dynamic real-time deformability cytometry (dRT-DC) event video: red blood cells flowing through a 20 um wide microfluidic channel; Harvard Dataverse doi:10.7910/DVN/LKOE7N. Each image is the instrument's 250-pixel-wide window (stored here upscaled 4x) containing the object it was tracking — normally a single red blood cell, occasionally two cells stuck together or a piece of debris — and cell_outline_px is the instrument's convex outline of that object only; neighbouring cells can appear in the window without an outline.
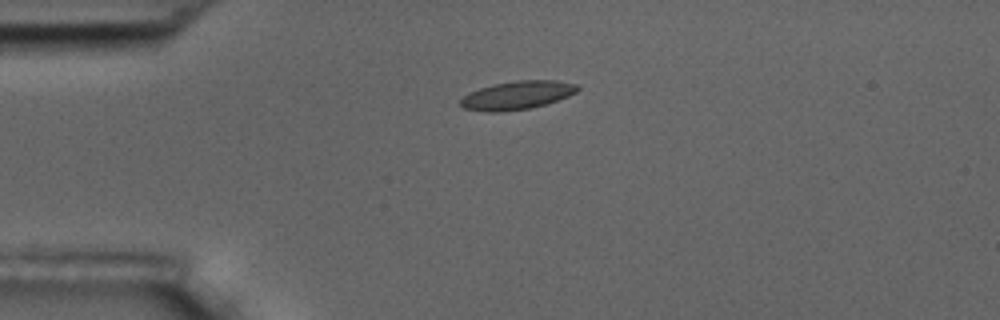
{"species": "common noctule bat (a hibernating species)", "species_latin": "Nyctalus noctula", "temperature_condition": "room temperature", "stored_images_in_passage": 3, "camera_frame_rate_fps": 3000, "um_per_image_px": 0.085, "animal": {"sex": "male", "body_mass_g": 17.5, "forearm_length_mm": 52.3}, "frame": {"image": 1, "passage_image": 1, "time_ms": 0.0, "image_size_px": [1000, 320], "cell_outline_px": [[580, 88], [576, 92], [568, 96], [544, 104], [528, 108], [496, 112], [488, 112], [464, 108], [460, 104], [460, 100], [468, 92], [480, 88], [496, 84], [516, 80], [556, 80], [576, 84]], "centroid_in_image_um": [43.95, 8.08], "position_along_channel_um": 41.1, "area_um2": 19.07}}